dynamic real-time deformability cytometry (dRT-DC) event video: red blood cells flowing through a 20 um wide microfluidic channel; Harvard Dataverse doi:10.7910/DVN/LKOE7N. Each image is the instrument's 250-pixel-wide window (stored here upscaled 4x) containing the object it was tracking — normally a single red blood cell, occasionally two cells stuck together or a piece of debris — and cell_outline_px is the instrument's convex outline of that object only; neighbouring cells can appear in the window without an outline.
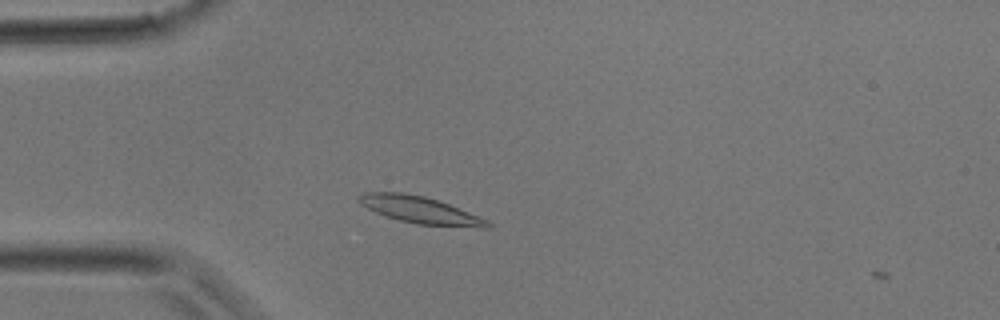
{"species": "common noctule bat (a hibernating species)", "species_latin": "Nyctalus noctula", "temperature_condition": "room temperature", "stored_images_in_passage": 2, "camera_frame_rate_fps": 3000, "um_per_image_px": 0.085, "animal": {"sex": "male", "body_mass_g": 17.9}, "frame": {"image": 1, "passage_image": 1, "time_ms": 0.0, "image_size_px": [1000, 320], "cell_outline_px": [[492, 228], [480, 228], [416, 224], [384, 216], [360, 204], [356, 200], [356, 196], [364, 192], [400, 192], [424, 196], [448, 204], [488, 220], [492, 224]], "centroid_in_image_um": [35.69, 17.85], "position_along_channel_um": 49.3, "area_um2": 20.23}}